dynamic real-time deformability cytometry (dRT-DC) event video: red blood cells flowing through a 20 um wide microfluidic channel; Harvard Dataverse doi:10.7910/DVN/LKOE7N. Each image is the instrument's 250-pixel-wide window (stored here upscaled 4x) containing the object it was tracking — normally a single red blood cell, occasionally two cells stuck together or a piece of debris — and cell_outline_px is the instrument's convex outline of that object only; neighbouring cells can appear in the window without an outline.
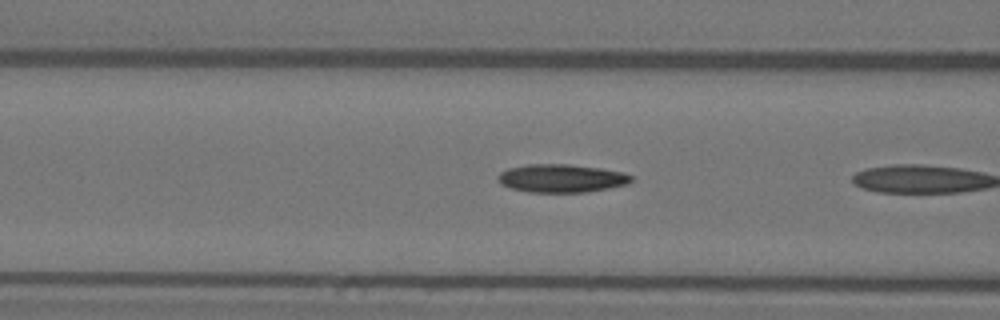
{"species": "Egyptian fruit bat (a non-hibernating species)", "species_latin": "Rousettus aegyptiacus", "temperature_condition": "warm", "stored_images_in_passage": 6, "camera_frame_rate_fps": 3000, "um_per_image_px": 0.085, "animal": {"sex": "female"}, "frame": {"image": 1, "passage_image": 5, "time_ms": 1.333, "image_size_px": [1000, 320], "cell_outline_px": [[632, 180], [628, 184], [588, 192], [528, 192], [508, 188], [500, 184], [496, 176], [500, 172], [508, 168], [528, 164], [568, 164], [600, 168], [624, 172], [632, 176]], "centroid_in_image_um": [47.69, 15.16], "position_along_channel_um": 118.9, "area_um2": 22.08}}